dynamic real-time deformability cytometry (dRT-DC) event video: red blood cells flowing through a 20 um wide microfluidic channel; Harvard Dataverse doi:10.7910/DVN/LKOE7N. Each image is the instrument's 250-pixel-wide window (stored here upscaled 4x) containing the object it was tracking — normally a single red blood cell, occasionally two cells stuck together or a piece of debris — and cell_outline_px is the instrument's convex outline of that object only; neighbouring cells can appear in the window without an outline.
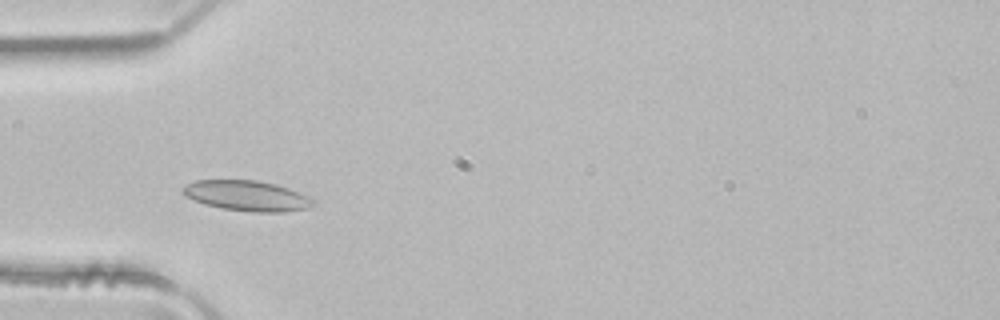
{"species": "common noctule bat (a hibernating species)", "species_latin": "Nyctalus noctula", "temperature_condition": "room temperature", "stored_images_in_passage": 5, "camera_frame_rate_fps": 3000, "um_per_image_px": 0.085, "animal": {"sex": "male", "body_mass_g": 21.5, "forearm_length_mm": 52.0}, "frame": {"image": 1, "passage_image": 3, "time_ms": 0.667, "image_size_px": [1000, 320], "cell_outline_px": [[316, 204], [312, 208], [284, 212], [252, 212], [220, 208], [204, 204], [184, 196], [180, 192], [180, 188], [196, 180], [256, 180], [276, 184], [288, 188], [308, 196]], "centroid_in_image_um": [20.98, 16.65], "position_along_channel_um": 64.0, "area_um2": 23.29}}
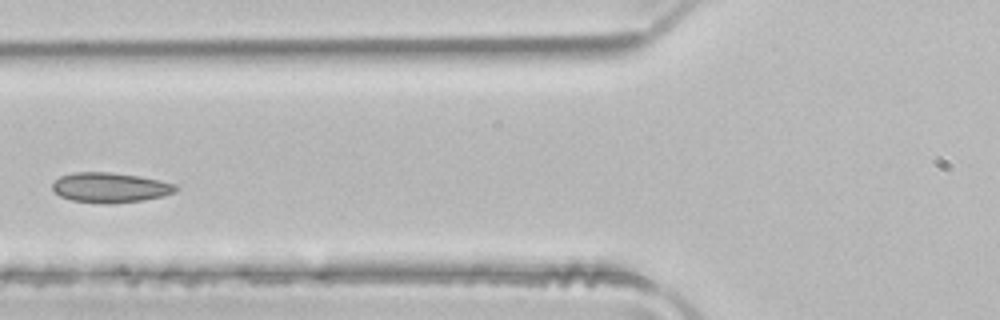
{"frame": {"image": 2, "passage_image": 4, "time_ms": 1.0, "image_size_px": [1000, 320], "cell_outline_px": [[180, 188], [176, 192], [164, 196], [144, 200], [108, 204], [72, 200], [60, 196], [52, 188], [52, 184], [60, 176], [72, 172], [108, 172], [136, 176], [160, 180], [176, 184]], "centroid_in_image_um": [9.4, 15.94], "position_along_channel_um": 116.4, "area_um2": 21.56}}
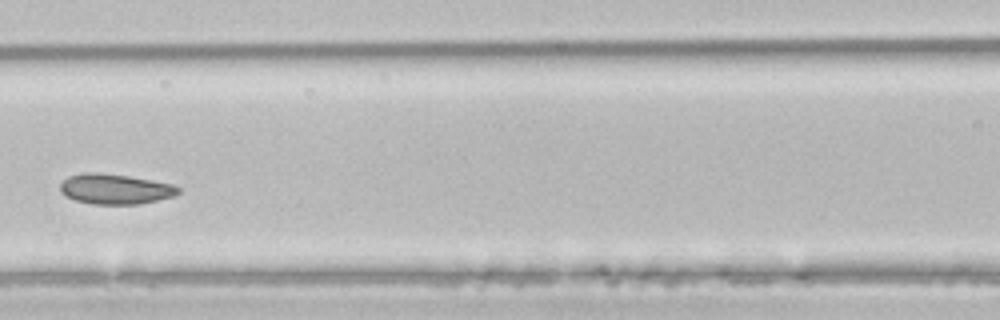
{"frame": {"image": 3, "passage_image": 5, "time_ms": 1.333, "image_size_px": [1000, 320], "cell_outline_px": [[180, 192], [176, 196], [140, 204], [92, 204], [76, 200], [64, 196], [60, 192], [60, 184], [68, 176], [84, 172], [100, 172], [128, 176], [152, 180], [172, 184], [180, 188]], "centroid_in_image_um": [9.79, 16.06], "position_along_channel_um": 156.8, "area_um2": 20.98}}